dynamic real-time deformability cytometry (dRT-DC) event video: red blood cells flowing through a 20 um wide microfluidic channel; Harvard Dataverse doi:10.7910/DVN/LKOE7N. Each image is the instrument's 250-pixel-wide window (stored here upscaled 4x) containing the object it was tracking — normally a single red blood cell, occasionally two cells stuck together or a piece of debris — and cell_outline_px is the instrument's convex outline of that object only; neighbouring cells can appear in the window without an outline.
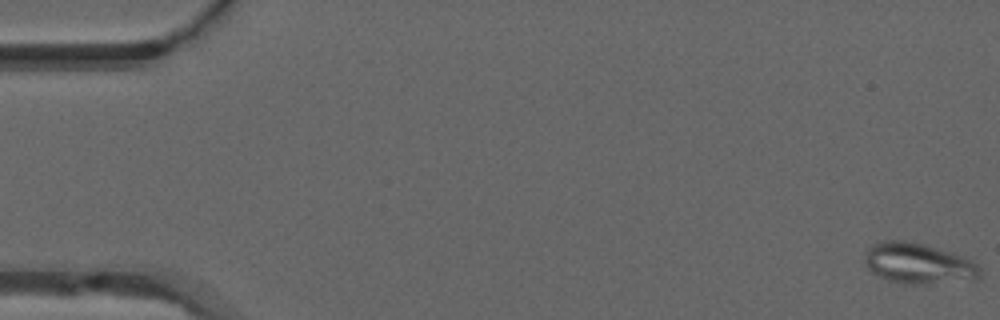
{"species": "common noctule bat (a hibernating species)", "species_latin": "Nyctalus noctula", "temperature_condition": "warm", "stored_images_in_passage": 24, "camera_frame_rate_fps": 3000, "um_per_image_px": 0.085, "animal": {"sex": "male", "forearm_length_mm": 52.5}, "frame": {"image": 1, "passage_image": 1, "time_ms": 0.0, "image_size_px": [1000, 320], "cell_outline_px": [[980, 276], [976, 280], [924, 284], [912, 284], [888, 280], [872, 272], [864, 264], [864, 252], [872, 244], [884, 240], [904, 240], [924, 244], [952, 252], [972, 260], [980, 268]], "centroid_in_image_um": [78.05, 22.38], "position_along_channel_um": 6.9, "area_um2": 27.51}}